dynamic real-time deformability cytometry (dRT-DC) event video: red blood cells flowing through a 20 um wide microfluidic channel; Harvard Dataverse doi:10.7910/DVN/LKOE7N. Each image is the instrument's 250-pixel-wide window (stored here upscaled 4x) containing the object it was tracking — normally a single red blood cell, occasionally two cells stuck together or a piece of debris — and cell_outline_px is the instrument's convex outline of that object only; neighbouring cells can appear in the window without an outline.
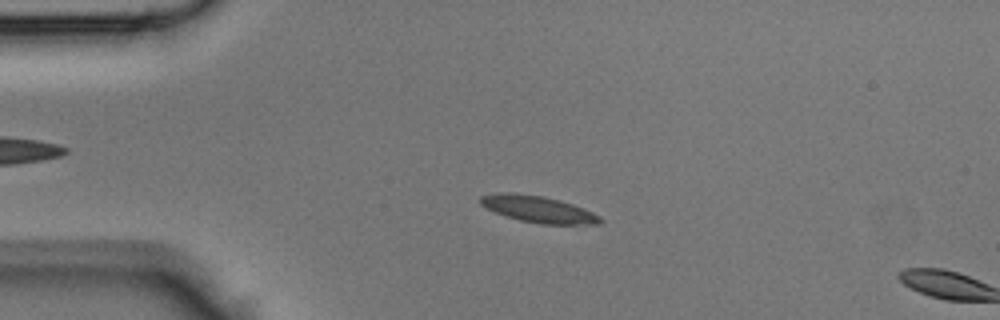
{"species": "Egyptian fruit bat (a non-hibernating species)", "species_latin": "Rousettus aegyptiacus", "temperature_condition": "room temperature", "stored_images_in_passage": 12, "camera_frame_rate_fps": 3000, "um_per_image_px": 0.085, "animal": {"sex": "male"}, "frame": {"image": 1, "passage_image": 10, "time_ms": 3.0, "image_size_px": [1000, 320], "cell_outline_px": [[604, 220], [600, 224], [540, 224], [520, 220], [504, 216], [480, 204], [480, 196], [500, 192], [512, 192], [544, 196], [560, 200], [584, 208], [600, 216]], "centroid_in_image_um": [45.76, 17.78], "position_along_channel_um": 39.2, "area_um2": 18.61}}